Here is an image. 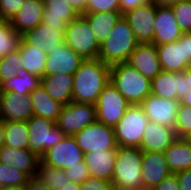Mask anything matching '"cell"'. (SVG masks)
<instances>
[{"label": "cell", "mask_w": 191, "mask_h": 190, "mask_svg": "<svg viewBox=\"0 0 191 190\" xmlns=\"http://www.w3.org/2000/svg\"><path fill=\"white\" fill-rule=\"evenodd\" d=\"M110 67L99 58L84 59L73 74V101L95 105L110 82Z\"/></svg>", "instance_id": "6da1fadb"}, {"label": "cell", "mask_w": 191, "mask_h": 190, "mask_svg": "<svg viewBox=\"0 0 191 190\" xmlns=\"http://www.w3.org/2000/svg\"><path fill=\"white\" fill-rule=\"evenodd\" d=\"M140 148L117 147L112 185L114 190H138L144 188Z\"/></svg>", "instance_id": "7a4b0ae2"}, {"label": "cell", "mask_w": 191, "mask_h": 190, "mask_svg": "<svg viewBox=\"0 0 191 190\" xmlns=\"http://www.w3.org/2000/svg\"><path fill=\"white\" fill-rule=\"evenodd\" d=\"M138 44L133 30L122 15L106 40L100 45L98 58L110 66L126 62Z\"/></svg>", "instance_id": "3957f363"}, {"label": "cell", "mask_w": 191, "mask_h": 190, "mask_svg": "<svg viewBox=\"0 0 191 190\" xmlns=\"http://www.w3.org/2000/svg\"><path fill=\"white\" fill-rule=\"evenodd\" d=\"M110 83L130 105L140 104L151 94V80L126 62L111 65Z\"/></svg>", "instance_id": "277c9868"}, {"label": "cell", "mask_w": 191, "mask_h": 190, "mask_svg": "<svg viewBox=\"0 0 191 190\" xmlns=\"http://www.w3.org/2000/svg\"><path fill=\"white\" fill-rule=\"evenodd\" d=\"M148 122L149 119L139 104L130 105L114 126L117 145L139 148Z\"/></svg>", "instance_id": "5b68a950"}, {"label": "cell", "mask_w": 191, "mask_h": 190, "mask_svg": "<svg viewBox=\"0 0 191 190\" xmlns=\"http://www.w3.org/2000/svg\"><path fill=\"white\" fill-rule=\"evenodd\" d=\"M64 42L83 59L99 57L100 45L82 15L68 23L64 31Z\"/></svg>", "instance_id": "8992f818"}, {"label": "cell", "mask_w": 191, "mask_h": 190, "mask_svg": "<svg viewBox=\"0 0 191 190\" xmlns=\"http://www.w3.org/2000/svg\"><path fill=\"white\" fill-rule=\"evenodd\" d=\"M29 129L28 149L41 157L46 150L64 140L66 135L56 126V122L32 116L27 121Z\"/></svg>", "instance_id": "52a82bcc"}, {"label": "cell", "mask_w": 191, "mask_h": 190, "mask_svg": "<svg viewBox=\"0 0 191 190\" xmlns=\"http://www.w3.org/2000/svg\"><path fill=\"white\" fill-rule=\"evenodd\" d=\"M97 120L96 107L93 104L72 101L63 105L56 126L66 136H74Z\"/></svg>", "instance_id": "ba28073f"}, {"label": "cell", "mask_w": 191, "mask_h": 190, "mask_svg": "<svg viewBox=\"0 0 191 190\" xmlns=\"http://www.w3.org/2000/svg\"><path fill=\"white\" fill-rule=\"evenodd\" d=\"M83 153L117 149L114 127L100 121H94L73 136Z\"/></svg>", "instance_id": "9c48e42d"}, {"label": "cell", "mask_w": 191, "mask_h": 190, "mask_svg": "<svg viewBox=\"0 0 191 190\" xmlns=\"http://www.w3.org/2000/svg\"><path fill=\"white\" fill-rule=\"evenodd\" d=\"M130 103L109 82L95 103L97 121L107 126L114 127L124 116Z\"/></svg>", "instance_id": "30bf717a"}, {"label": "cell", "mask_w": 191, "mask_h": 190, "mask_svg": "<svg viewBox=\"0 0 191 190\" xmlns=\"http://www.w3.org/2000/svg\"><path fill=\"white\" fill-rule=\"evenodd\" d=\"M40 159L49 166L65 170L80 165V162L84 161V153L73 136H66L64 140L46 150Z\"/></svg>", "instance_id": "8fae6325"}, {"label": "cell", "mask_w": 191, "mask_h": 190, "mask_svg": "<svg viewBox=\"0 0 191 190\" xmlns=\"http://www.w3.org/2000/svg\"><path fill=\"white\" fill-rule=\"evenodd\" d=\"M156 12L157 5L152 1L123 15L139 43H153Z\"/></svg>", "instance_id": "7c38bea8"}, {"label": "cell", "mask_w": 191, "mask_h": 190, "mask_svg": "<svg viewBox=\"0 0 191 190\" xmlns=\"http://www.w3.org/2000/svg\"><path fill=\"white\" fill-rule=\"evenodd\" d=\"M190 87L183 72L161 71L151 80V94L157 97L182 101Z\"/></svg>", "instance_id": "4fadbf2b"}, {"label": "cell", "mask_w": 191, "mask_h": 190, "mask_svg": "<svg viewBox=\"0 0 191 190\" xmlns=\"http://www.w3.org/2000/svg\"><path fill=\"white\" fill-rule=\"evenodd\" d=\"M180 103L179 100L164 99L149 94L139 105L143 108L149 121L175 130Z\"/></svg>", "instance_id": "5bb4252c"}, {"label": "cell", "mask_w": 191, "mask_h": 190, "mask_svg": "<svg viewBox=\"0 0 191 190\" xmlns=\"http://www.w3.org/2000/svg\"><path fill=\"white\" fill-rule=\"evenodd\" d=\"M34 115L29 95L16 92L0 93V119L4 121H28Z\"/></svg>", "instance_id": "9a60e30c"}, {"label": "cell", "mask_w": 191, "mask_h": 190, "mask_svg": "<svg viewBox=\"0 0 191 190\" xmlns=\"http://www.w3.org/2000/svg\"><path fill=\"white\" fill-rule=\"evenodd\" d=\"M84 59L74 52L65 42L47 54L45 75H73Z\"/></svg>", "instance_id": "2e32d148"}, {"label": "cell", "mask_w": 191, "mask_h": 190, "mask_svg": "<svg viewBox=\"0 0 191 190\" xmlns=\"http://www.w3.org/2000/svg\"><path fill=\"white\" fill-rule=\"evenodd\" d=\"M126 63L149 80L162 71L156 45L153 43H139Z\"/></svg>", "instance_id": "e0dca14e"}, {"label": "cell", "mask_w": 191, "mask_h": 190, "mask_svg": "<svg viewBox=\"0 0 191 190\" xmlns=\"http://www.w3.org/2000/svg\"><path fill=\"white\" fill-rule=\"evenodd\" d=\"M154 27L153 44L175 42L183 34L170 6L157 5Z\"/></svg>", "instance_id": "ac0fdd59"}, {"label": "cell", "mask_w": 191, "mask_h": 190, "mask_svg": "<svg viewBox=\"0 0 191 190\" xmlns=\"http://www.w3.org/2000/svg\"><path fill=\"white\" fill-rule=\"evenodd\" d=\"M64 31L65 29H58V26H49L41 22L34 29L22 34V39L29 45L40 47L48 54L64 42Z\"/></svg>", "instance_id": "d6986e66"}, {"label": "cell", "mask_w": 191, "mask_h": 190, "mask_svg": "<svg viewBox=\"0 0 191 190\" xmlns=\"http://www.w3.org/2000/svg\"><path fill=\"white\" fill-rule=\"evenodd\" d=\"M176 139L174 129L149 121L139 148L143 152H164Z\"/></svg>", "instance_id": "ffe728a7"}, {"label": "cell", "mask_w": 191, "mask_h": 190, "mask_svg": "<svg viewBox=\"0 0 191 190\" xmlns=\"http://www.w3.org/2000/svg\"><path fill=\"white\" fill-rule=\"evenodd\" d=\"M171 173L163 152H143L142 179L145 188H155Z\"/></svg>", "instance_id": "44dd1931"}, {"label": "cell", "mask_w": 191, "mask_h": 190, "mask_svg": "<svg viewBox=\"0 0 191 190\" xmlns=\"http://www.w3.org/2000/svg\"><path fill=\"white\" fill-rule=\"evenodd\" d=\"M40 160V157L28 148L17 149L4 145L0 148V162L23 171L30 178L35 177Z\"/></svg>", "instance_id": "7402d4cb"}, {"label": "cell", "mask_w": 191, "mask_h": 190, "mask_svg": "<svg viewBox=\"0 0 191 190\" xmlns=\"http://www.w3.org/2000/svg\"><path fill=\"white\" fill-rule=\"evenodd\" d=\"M44 8L41 0H24L18 12L9 20L12 28L20 34L34 29L43 21Z\"/></svg>", "instance_id": "603a6c76"}, {"label": "cell", "mask_w": 191, "mask_h": 190, "mask_svg": "<svg viewBox=\"0 0 191 190\" xmlns=\"http://www.w3.org/2000/svg\"><path fill=\"white\" fill-rule=\"evenodd\" d=\"M117 149L90 151L84 154V162L91 177L112 182Z\"/></svg>", "instance_id": "cb8c5ba5"}, {"label": "cell", "mask_w": 191, "mask_h": 190, "mask_svg": "<svg viewBox=\"0 0 191 190\" xmlns=\"http://www.w3.org/2000/svg\"><path fill=\"white\" fill-rule=\"evenodd\" d=\"M44 6L42 22L58 29H66L69 22L80 16L68 0H44Z\"/></svg>", "instance_id": "d4e9b609"}, {"label": "cell", "mask_w": 191, "mask_h": 190, "mask_svg": "<svg viewBox=\"0 0 191 190\" xmlns=\"http://www.w3.org/2000/svg\"><path fill=\"white\" fill-rule=\"evenodd\" d=\"M163 71L183 72L189 65L185 62L184 43L179 41L155 44Z\"/></svg>", "instance_id": "484cf974"}, {"label": "cell", "mask_w": 191, "mask_h": 190, "mask_svg": "<svg viewBox=\"0 0 191 190\" xmlns=\"http://www.w3.org/2000/svg\"><path fill=\"white\" fill-rule=\"evenodd\" d=\"M41 85L50 97L62 105H67L73 101V75H44L41 78Z\"/></svg>", "instance_id": "4316f807"}, {"label": "cell", "mask_w": 191, "mask_h": 190, "mask_svg": "<svg viewBox=\"0 0 191 190\" xmlns=\"http://www.w3.org/2000/svg\"><path fill=\"white\" fill-rule=\"evenodd\" d=\"M29 96L32 101L34 116L46 118L53 122L57 121L63 105L50 97L41 84L30 92Z\"/></svg>", "instance_id": "83f0119b"}, {"label": "cell", "mask_w": 191, "mask_h": 190, "mask_svg": "<svg viewBox=\"0 0 191 190\" xmlns=\"http://www.w3.org/2000/svg\"><path fill=\"white\" fill-rule=\"evenodd\" d=\"M163 153L171 173L191 168V147L184 138H177Z\"/></svg>", "instance_id": "f1b7e54d"}, {"label": "cell", "mask_w": 191, "mask_h": 190, "mask_svg": "<svg viewBox=\"0 0 191 190\" xmlns=\"http://www.w3.org/2000/svg\"><path fill=\"white\" fill-rule=\"evenodd\" d=\"M82 16L89 23L96 41L101 45L106 40L122 14L120 12H97L84 13Z\"/></svg>", "instance_id": "f546056e"}, {"label": "cell", "mask_w": 191, "mask_h": 190, "mask_svg": "<svg viewBox=\"0 0 191 190\" xmlns=\"http://www.w3.org/2000/svg\"><path fill=\"white\" fill-rule=\"evenodd\" d=\"M19 50L23 59L24 69L27 72L42 78L45 75L47 53L42 51L38 46L27 44L23 39Z\"/></svg>", "instance_id": "4dcf8cb0"}, {"label": "cell", "mask_w": 191, "mask_h": 190, "mask_svg": "<svg viewBox=\"0 0 191 190\" xmlns=\"http://www.w3.org/2000/svg\"><path fill=\"white\" fill-rule=\"evenodd\" d=\"M40 84L41 78L21 69L12 79L0 84V93L16 92L18 95H29Z\"/></svg>", "instance_id": "1f68e13d"}, {"label": "cell", "mask_w": 191, "mask_h": 190, "mask_svg": "<svg viewBox=\"0 0 191 190\" xmlns=\"http://www.w3.org/2000/svg\"><path fill=\"white\" fill-rule=\"evenodd\" d=\"M4 146L17 149L28 148L29 129L26 121H5Z\"/></svg>", "instance_id": "d6a6232c"}, {"label": "cell", "mask_w": 191, "mask_h": 190, "mask_svg": "<svg viewBox=\"0 0 191 190\" xmlns=\"http://www.w3.org/2000/svg\"><path fill=\"white\" fill-rule=\"evenodd\" d=\"M39 182L45 184L51 190H59L69 181L63 169L54 168L43 163L41 160L38 163L35 177Z\"/></svg>", "instance_id": "836d02e7"}, {"label": "cell", "mask_w": 191, "mask_h": 190, "mask_svg": "<svg viewBox=\"0 0 191 190\" xmlns=\"http://www.w3.org/2000/svg\"><path fill=\"white\" fill-rule=\"evenodd\" d=\"M22 34L16 32L8 19L0 18V58L19 49Z\"/></svg>", "instance_id": "e575fe53"}, {"label": "cell", "mask_w": 191, "mask_h": 190, "mask_svg": "<svg viewBox=\"0 0 191 190\" xmlns=\"http://www.w3.org/2000/svg\"><path fill=\"white\" fill-rule=\"evenodd\" d=\"M30 177L23 171L0 162V188H24Z\"/></svg>", "instance_id": "d590c367"}, {"label": "cell", "mask_w": 191, "mask_h": 190, "mask_svg": "<svg viewBox=\"0 0 191 190\" xmlns=\"http://www.w3.org/2000/svg\"><path fill=\"white\" fill-rule=\"evenodd\" d=\"M21 69H24V63L19 49L0 58V84L12 79Z\"/></svg>", "instance_id": "8d00e7d4"}, {"label": "cell", "mask_w": 191, "mask_h": 190, "mask_svg": "<svg viewBox=\"0 0 191 190\" xmlns=\"http://www.w3.org/2000/svg\"><path fill=\"white\" fill-rule=\"evenodd\" d=\"M170 7L183 33L191 32V0H183Z\"/></svg>", "instance_id": "74e56055"}, {"label": "cell", "mask_w": 191, "mask_h": 190, "mask_svg": "<svg viewBox=\"0 0 191 190\" xmlns=\"http://www.w3.org/2000/svg\"><path fill=\"white\" fill-rule=\"evenodd\" d=\"M175 132L177 138H183L188 134H191V107L180 103Z\"/></svg>", "instance_id": "f35d334b"}, {"label": "cell", "mask_w": 191, "mask_h": 190, "mask_svg": "<svg viewBox=\"0 0 191 190\" xmlns=\"http://www.w3.org/2000/svg\"><path fill=\"white\" fill-rule=\"evenodd\" d=\"M120 12V0H88L85 13Z\"/></svg>", "instance_id": "ab89813d"}, {"label": "cell", "mask_w": 191, "mask_h": 190, "mask_svg": "<svg viewBox=\"0 0 191 190\" xmlns=\"http://www.w3.org/2000/svg\"><path fill=\"white\" fill-rule=\"evenodd\" d=\"M69 181L76 184H81L90 177L88 167L84 161L80 165H74L64 170Z\"/></svg>", "instance_id": "60d3db41"}, {"label": "cell", "mask_w": 191, "mask_h": 190, "mask_svg": "<svg viewBox=\"0 0 191 190\" xmlns=\"http://www.w3.org/2000/svg\"><path fill=\"white\" fill-rule=\"evenodd\" d=\"M24 0H0V18L10 20L20 9Z\"/></svg>", "instance_id": "b9f144b4"}, {"label": "cell", "mask_w": 191, "mask_h": 190, "mask_svg": "<svg viewBox=\"0 0 191 190\" xmlns=\"http://www.w3.org/2000/svg\"><path fill=\"white\" fill-rule=\"evenodd\" d=\"M79 188L80 190H114L112 182L91 176L79 184Z\"/></svg>", "instance_id": "7bdbcfd3"}, {"label": "cell", "mask_w": 191, "mask_h": 190, "mask_svg": "<svg viewBox=\"0 0 191 190\" xmlns=\"http://www.w3.org/2000/svg\"><path fill=\"white\" fill-rule=\"evenodd\" d=\"M154 190H180L176 174H170L161 183H159Z\"/></svg>", "instance_id": "ee69618b"}, {"label": "cell", "mask_w": 191, "mask_h": 190, "mask_svg": "<svg viewBox=\"0 0 191 190\" xmlns=\"http://www.w3.org/2000/svg\"><path fill=\"white\" fill-rule=\"evenodd\" d=\"M152 1L154 0H120V13L124 15L136 7L142 6Z\"/></svg>", "instance_id": "f6af8a7d"}, {"label": "cell", "mask_w": 191, "mask_h": 190, "mask_svg": "<svg viewBox=\"0 0 191 190\" xmlns=\"http://www.w3.org/2000/svg\"><path fill=\"white\" fill-rule=\"evenodd\" d=\"M180 190H191V168L175 173Z\"/></svg>", "instance_id": "bcb514c9"}, {"label": "cell", "mask_w": 191, "mask_h": 190, "mask_svg": "<svg viewBox=\"0 0 191 190\" xmlns=\"http://www.w3.org/2000/svg\"><path fill=\"white\" fill-rule=\"evenodd\" d=\"M179 43H184L185 62L191 65V32H184L178 39Z\"/></svg>", "instance_id": "7dc6e473"}, {"label": "cell", "mask_w": 191, "mask_h": 190, "mask_svg": "<svg viewBox=\"0 0 191 190\" xmlns=\"http://www.w3.org/2000/svg\"><path fill=\"white\" fill-rule=\"evenodd\" d=\"M23 190H51L45 184L39 182L36 178H30Z\"/></svg>", "instance_id": "c3c4849f"}, {"label": "cell", "mask_w": 191, "mask_h": 190, "mask_svg": "<svg viewBox=\"0 0 191 190\" xmlns=\"http://www.w3.org/2000/svg\"><path fill=\"white\" fill-rule=\"evenodd\" d=\"M88 0H68L72 7L80 14H84Z\"/></svg>", "instance_id": "681fc988"}, {"label": "cell", "mask_w": 191, "mask_h": 190, "mask_svg": "<svg viewBox=\"0 0 191 190\" xmlns=\"http://www.w3.org/2000/svg\"><path fill=\"white\" fill-rule=\"evenodd\" d=\"M180 1H183V0H154V3L156 5H161V6H171Z\"/></svg>", "instance_id": "f907efd6"}, {"label": "cell", "mask_w": 191, "mask_h": 190, "mask_svg": "<svg viewBox=\"0 0 191 190\" xmlns=\"http://www.w3.org/2000/svg\"><path fill=\"white\" fill-rule=\"evenodd\" d=\"M5 121L0 119V148L4 145L5 138Z\"/></svg>", "instance_id": "816d5d0a"}, {"label": "cell", "mask_w": 191, "mask_h": 190, "mask_svg": "<svg viewBox=\"0 0 191 190\" xmlns=\"http://www.w3.org/2000/svg\"><path fill=\"white\" fill-rule=\"evenodd\" d=\"M59 190H80L79 184L68 182L65 186L60 187Z\"/></svg>", "instance_id": "f5cc1de1"}, {"label": "cell", "mask_w": 191, "mask_h": 190, "mask_svg": "<svg viewBox=\"0 0 191 190\" xmlns=\"http://www.w3.org/2000/svg\"><path fill=\"white\" fill-rule=\"evenodd\" d=\"M181 103L191 107V89L188 91Z\"/></svg>", "instance_id": "db71d44e"}, {"label": "cell", "mask_w": 191, "mask_h": 190, "mask_svg": "<svg viewBox=\"0 0 191 190\" xmlns=\"http://www.w3.org/2000/svg\"><path fill=\"white\" fill-rule=\"evenodd\" d=\"M185 78L188 80V87L191 89V65L185 70Z\"/></svg>", "instance_id": "11a10c76"}, {"label": "cell", "mask_w": 191, "mask_h": 190, "mask_svg": "<svg viewBox=\"0 0 191 190\" xmlns=\"http://www.w3.org/2000/svg\"><path fill=\"white\" fill-rule=\"evenodd\" d=\"M0 190H23V188H19V187H4V188H0Z\"/></svg>", "instance_id": "9f6ffc18"}, {"label": "cell", "mask_w": 191, "mask_h": 190, "mask_svg": "<svg viewBox=\"0 0 191 190\" xmlns=\"http://www.w3.org/2000/svg\"><path fill=\"white\" fill-rule=\"evenodd\" d=\"M185 141L188 143V145L191 147V134L186 135L183 137Z\"/></svg>", "instance_id": "6f0895ef"}, {"label": "cell", "mask_w": 191, "mask_h": 190, "mask_svg": "<svg viewBox=\"0 0 191 190\" xmlns=\"http://www.w3.org/2000/svg\"><path fill=\"white\" fill-rule=\"evenodd\" d=\"M138 190H154L153 188H140V189H138Z\"/></svg>", "instance_id": "680465c9"}]
</instances>
